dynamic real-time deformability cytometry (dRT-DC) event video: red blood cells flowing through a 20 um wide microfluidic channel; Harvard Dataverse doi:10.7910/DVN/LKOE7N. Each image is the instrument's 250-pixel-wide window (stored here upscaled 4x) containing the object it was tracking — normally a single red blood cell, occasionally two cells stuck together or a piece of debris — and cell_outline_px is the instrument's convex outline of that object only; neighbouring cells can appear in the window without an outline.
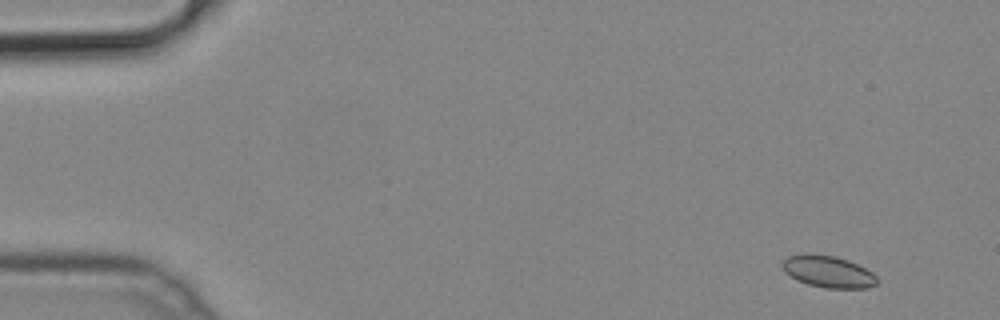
{"species": "common noctule bat (a hibernating species)", "species_latin": "Nyctalus noctula", "temperature_condition": "cold", "stored_images_in_passage": 51, "camera_frame_rate_fps": 3000, "um_per_image_px": 0.085, "animal": {"sex": "male", "body_mass_g": 19.2, "forearm_length_mm": 51.8}, "frame": {"image": 1, "passage_image": 3, "time_ms": 0.667, "image_size_px": [1000, 320], "cell_outline_px": [[880, 280], [876, 284], [868, 288], [824, 288], [808, 284], [796, 280], [784, 272], [780, 264], [788, 256], [808, 252], [836, 256], [848, 260], [872, 272]], "centroid_in_image_um": [70.36, 23.08], "position_along_channel_um": 14.6, "area_um2": 17.86}}
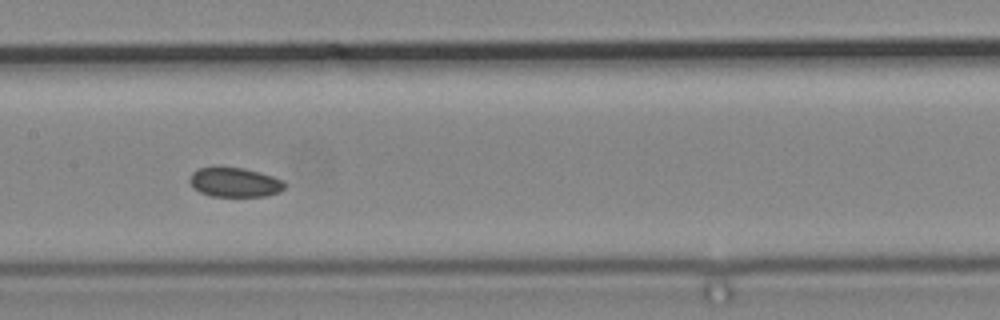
{"frame": {"image": 2, "passage_image": 25, "time_ms": 8.0, "image_size_px": [1000, 320], "cell_outline_px": [[284, 188], [280, 192], [264, 196], [212, 196], [200, 192], [192, 188], [188, 180], [192, 172], [200, 168], [220, 164], [244, 168], [260, 172], [272, 176], [280, 180], [284, 184]], "centroid_in_image_um": [19.87, 15.45], "position_along_channel_um": 187.5, "area_um2": 16.7}}
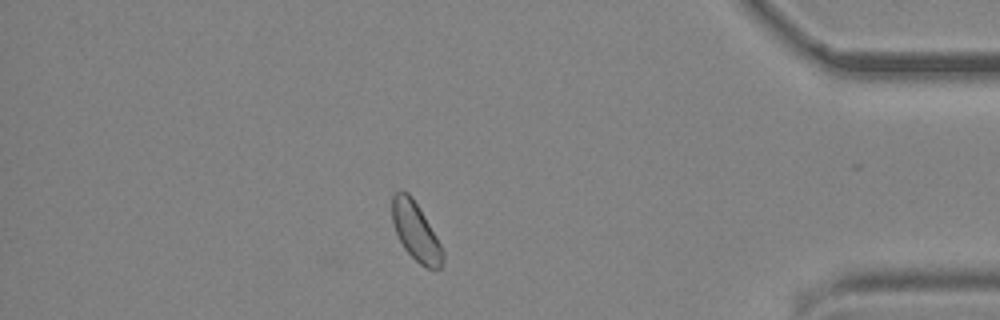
{"frame": {"image": 3, "passage_image": 44, "time_ms": 14.333, "image_size_px": [1000, 320], "cell_outline_px": [[444, 260], [440, 268], [428, 268], [420, 264], [404, 248], [396, 232], [392, 220], [392, 196], [400, 188], [408, 192], [412, 196], [436, 236], [444, 252]], "centroid_in_image_um": [35.33, 19.65], "position_along_channel_um": 399.9, "area_um2": 16.99}}